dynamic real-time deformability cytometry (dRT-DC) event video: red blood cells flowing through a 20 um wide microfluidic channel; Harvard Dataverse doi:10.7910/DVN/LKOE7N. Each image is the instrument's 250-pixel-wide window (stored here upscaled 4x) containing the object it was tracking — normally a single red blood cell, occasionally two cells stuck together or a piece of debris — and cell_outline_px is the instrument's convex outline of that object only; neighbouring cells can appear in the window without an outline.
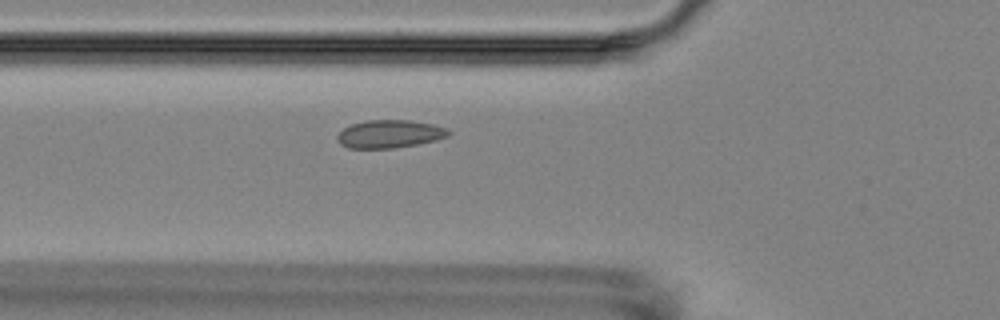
{"species": "Egyptian fruit bat (a non-hibernating species)", "species_latin": "Rousettus aegyptiacus", "temperature_condition": "room temperature", "stored_images_in_passage": 6, "camera_frame_rate_fps": 3000, "um_per_image_px": 0.085, "animal": {"sex": "female"}, "frame": {"image": 1, "passage_image": 6, "time_ms": 6.667, "image_size_px": [1000, 320], "cell_outline_px": [[452, 132], [448, 136], [436, 140], [416, 144], [392, 148], [348, 148], [340, 144], [336, 140], [336, 136], [344, 128], [352, 124], [364, 120], [408, 120], [432, 124], [448, 128]], "centroid_in_image_um": [33.11, 11.38], "position_along_channel_um": 92.7, "area_um2": 18.15}}